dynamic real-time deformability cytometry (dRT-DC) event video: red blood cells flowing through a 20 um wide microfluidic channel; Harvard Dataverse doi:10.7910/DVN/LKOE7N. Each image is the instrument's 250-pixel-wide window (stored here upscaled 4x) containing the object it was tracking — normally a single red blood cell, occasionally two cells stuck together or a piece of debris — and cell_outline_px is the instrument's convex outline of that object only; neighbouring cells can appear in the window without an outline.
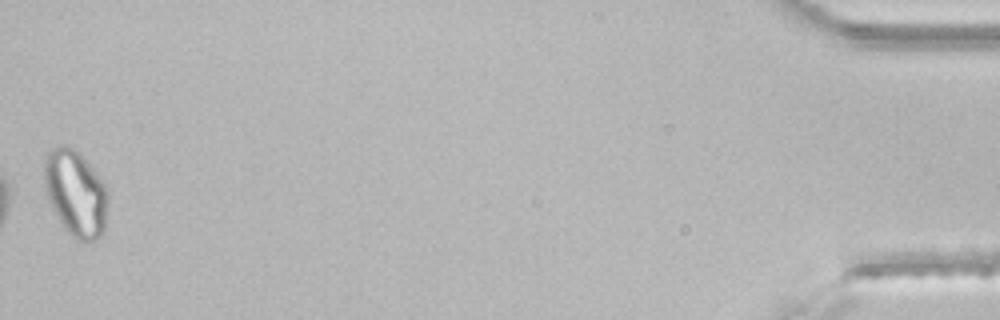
{"species": "common noctule bat (a hibernating species)", "species_latin": "Nyctalus noctula", "temperature_condition": "room temperature", "stored_images_in_passage": 45, "segment_of_instrument_passage": [2, 2], "camera_frame_rate_fps": 3000, "um_per_image_px": 0.085, "animal": {"sex": "male", "body_mass_g": 21.5, "forearm_length_mm": 52.0}, "frame": {"image": 1, "passage_image": 45, "time_ms": 14.667, "image_size_px": [1000, 320], "cell_outline_px": [[108, 204], [104, 232], [92, 244], [76, 240], [64, 228], [52, 208], [48, 200], [44, 188], [44, 156], [48, 148], [56, 144], [60, 144], [76, 148], [80, 152], [104, 180], [108, 188]], "centroid_in_image_um": [6.44, 16.39], "position_along_channel_um": 428.8, "area_um2": 33.29}}